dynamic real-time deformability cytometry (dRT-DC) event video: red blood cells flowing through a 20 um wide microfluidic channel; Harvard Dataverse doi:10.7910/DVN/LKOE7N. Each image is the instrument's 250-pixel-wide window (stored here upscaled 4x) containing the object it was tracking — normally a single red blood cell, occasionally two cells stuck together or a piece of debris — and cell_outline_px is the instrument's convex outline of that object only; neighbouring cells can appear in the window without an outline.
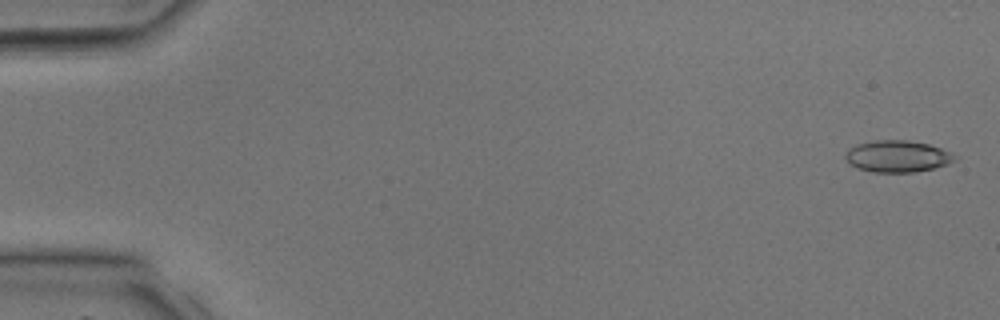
{"species": "common noctule bat (a hibernating species)", "species_latin": "Nyctalus noctula", "temperature_condition": "room temperature", "stored_images_in_passage": 33, "camera_frame_rate_fps": 3000, "um_per_image_px": 0.085, "animal": {"sex": "male", "body_mass_g": 17.9, "forearm_length_mm": 54.2}, "frame": {"image": 1, "passage_image": 1, "time_ms": 0.0, "image_size_px": [1000, 320], "cell_outline_px": [[960, 156], [956, 160], [948, 164], [916, 172], [872, 172], [856, 168], [848, 164], [844, 156], [848, 148], [856, 144], [876, 140], [908, 140], [928, 144], [952, 152]], "centroid_in_image_um": [76.28, 13.29], "position_along_channel_um": 8.7, "area_um2": 20.52}}
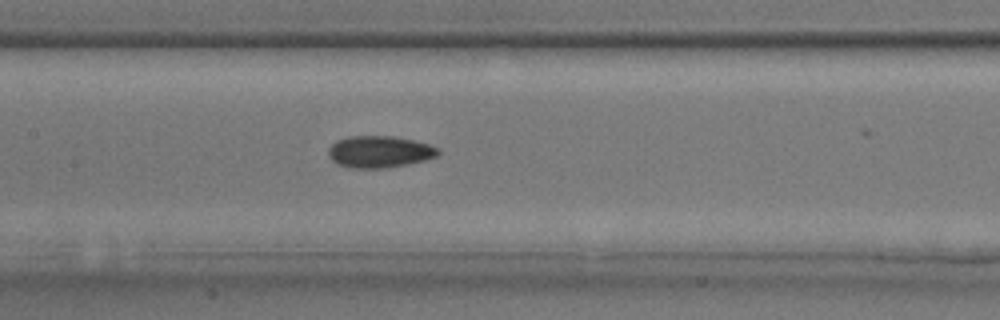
{"frame": {"image": 2, "passage_image": 19, "time_ms": 6.0, "image_size_px": [1000, 320], "cell_outline_px": [[440, 152], [436, 156], [424, 160], [408, 164], [384, 168], [352, 168], [336, 164], [328, 156], [328, 148], [336, 140], [348, 136], [392, 136], [412, 140], [428, 144], [440, 148]], "centroid_in_image_um": [32.22, 12.9], "position_along_channel_um": 175.2, "area_um2": 20.4}}
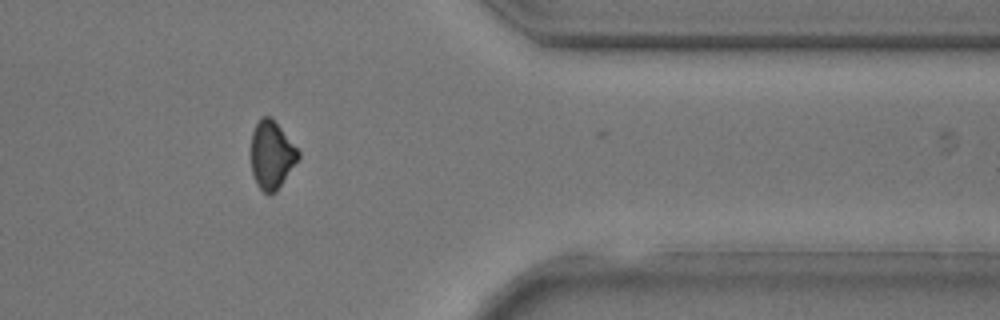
{"frame": {"image": 3, "passage_image": 32, "time_ms": 10.333, "image_size_px": [1000, 320], "cell_outline_px": [[300, 156], [276, 192], [268, 196], [256, 184], [252, 172], [252, 132], [256, 124], [264, 116], [272, 116], [300, 152]], "centroid_in_image_um": [23.09, 13.18], "position_along_channel_um": 388.3, "area_um2": 18.55}}